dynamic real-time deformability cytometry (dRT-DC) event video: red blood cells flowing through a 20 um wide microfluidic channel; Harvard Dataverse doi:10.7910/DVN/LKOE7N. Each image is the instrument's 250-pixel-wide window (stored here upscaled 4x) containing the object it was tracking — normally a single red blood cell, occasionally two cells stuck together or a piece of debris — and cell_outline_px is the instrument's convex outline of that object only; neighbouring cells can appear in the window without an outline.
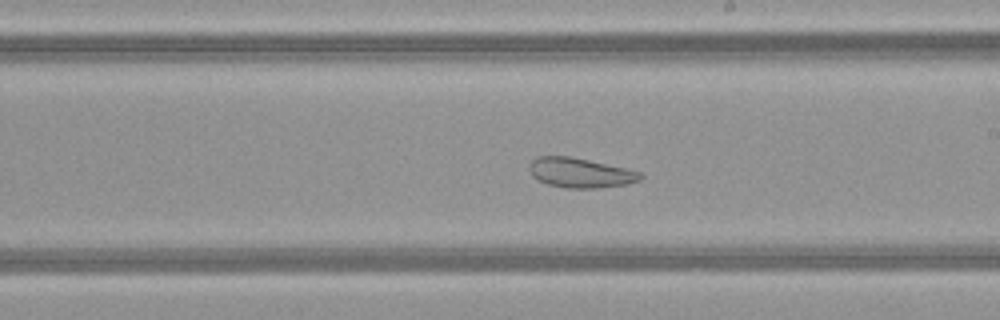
{"species": "common noctule bat (a hibernating species)", "species_latin": "Nyctalus noctula", "temperature_condition": "warm", "stored_images_in_passage": 17, "camera_frame_rate_fps": 3000, "um_per_image_px": 0.085, "animal": {"sex": "female", "body_mass_g": 21.9}, "frame": {"image": 1, "passage_image": 15, "time_ms": 4.667, "image_size_px": [1000, 320], "cell_outline_px": [[644, 176], [640, 180], [628, 184], [600, 188], [564, 188], [548, 184], [532, 176], [528, 168], [528, 164], [536, 156], [572, 156], [624, 168], [640, 172]], "centroid_in_image_um": [49.3, 14.68], "position_along_channel_um": 239.7, "area_um2": 19.36}}